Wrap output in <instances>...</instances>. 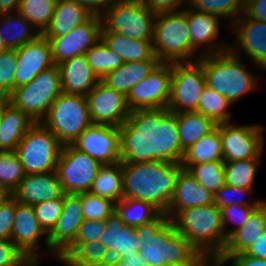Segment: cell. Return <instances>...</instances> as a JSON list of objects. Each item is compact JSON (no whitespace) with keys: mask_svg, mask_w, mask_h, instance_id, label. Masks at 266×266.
I'll return each instance as SVG.
<instances>
[{"mask_svg":"<svg viewBox=\"0 0 266 266\" xmlns=\"http://www.w3.org/2000/svg\"><path fill=\"white\" fill-rule=\"evenodd\" d=\"M119 132L122 163L183 160L177 113L167 108L131 111Z\"/></svg>","mask_w":266,"mask_h":266,"instance_id":"obj_1","label":"cell"},{"mask_svg":"<svg viewBox=\"0 0 266 266\" xmlns=\"http://www.w3.org/2000/svg\"><path fill=\"white\" fill-rule=\"evenodd\" d=\"M139 255L149 266H207L208 261L161 213L154 221L135 227Z\"/></svg>","mask_w":266,"mask_h":266,"instance_id":"obj_2","label":"cell"},{"mask_svg":"<svg viewBox=\"0 0 266 266\" xmlns=\"http://www.w3.org/2000/svg\"><path fill=\"white\" fill-rule=\"evenodd\" d=\"M183 169L179 162L122 163L124 198L149 202L165 214Z\"/></svg>","mask_w":266,"mask_h":266,"instance_id":"obj_3","label":"cell"},{"mask_svg":"<svg viewBox=\"0 0 266 266\" xmlns=\"http://www.w3.org/2000/svg\"><path fill=\"white\" fill-rule=\"evenodd\" d=\"M182 234L209 262L215 261L224 251L227 239L221 209L214 203L182 210L173 220Z\"/></svg>","mask_w":266,"mask_h":266,"instance_id":"obj_4","label":"cell"},{"mask_svg":"<svg viewBox=\"0 0 266 266\" xmlns=\"http://www.w3.org/2000/svg\"><path fill=\"white\" fill-rule=\"evenodd\" d=\"M206 85L227 98L233 105L243 96L258 89V76L246 69L241 58L229 49L201 56Z\"/></svg>","mask_w":266,"mask_h":266,"instance_id":"obj_5","label":"cell"},{"mask_svg":"<svg viewBox=\"0 0 266 266\" xmlns=\"http://www.w3.org/2000/svg\"><path fill=\"white\" fill-rule=\"evenodd\" d=\"M152 43L160 62H191L187 5L180 11L156 15Z\"/></svg>","mask_w":266,"mask_h":266,"instance_id":"obj_6","label":"cell"},{"mask_svg":"<svg viewBox=\"0 0 266 266\" xmlns=\"http://www.w3.org/2000/svg\"><path fill=\"white\" fill-rule=\"evenodd\" d=\"M41 123L62 145L72 144L92 124L86 97L62 92Z\"/></svg>","mask_w":266,"mask_h":266,"instance_id":"obj_7","label":"cell"},{"mask_svg":"<svg viewBox=\"0 0 266 266\" xmlns=\"http://www.w3.org/2000/svg\"><path fill=\"white\" fill-rule=\"evenodd\" d=\"M61 93L60 69L54 65L40 72L29 84L15 88L6 100L34 121L41 122Z\"/></svg>","mask_w":266,"mask_h":266,"instance_id":"obj_8","label":"cell"},{"mask_svg":"<svg viewBox=\"0 0 266 266\" xmlns=\"http://www.w3.org/2000/svg\"><path fill=\"white\" fill-rule=\"evenodd\" d=\"M62 144L41 122H36L18 143L15 153L25 174L48 173L57 170Z\"/></svg>","mask_w":266,"mask_h":266,"instance_id":"obj_9","label":"cell"},{"mask_svg":"<svg viewBox=\"0 0 266 266\" xmlns=\"http://www.w3.org/2000/svg\"><path fill=\"white\" fill-rule=\"evenodd\" d=\"M101 18V32L153 41L156 15L141 0H118Z\"/></svg>","mask_w":266,"mask_h":266,"instance_id":"obj_10","label":"cell"},{"mask_svg":"<svg viewBox=\"0 0 266 266\" xmlns=\"http://www.w3.org/2000/svg\"><path fill=\"white\" fill-rule=\"evenodd\" d=\"M206 87L202 63L172 62L170 99L167 109L174 113L196 111Z\"/></svg>","mask_w":266,"mask_h":266,"instance_id":"obj_11","label":"cell"},{"mask_svg":"<svg viewBox=\"0 0 266 266\" xmlns=\"http://www.w3.org/2000/svg\"><path fill=\"white\" fill-rule=\"evenodd\" d=\"M102 164L72 144L63 145L57 164L59 180L64 193L89 192Z\"/></svg>","mask_w":266,"mask_h":266,"instance_id":"obj_12","label":"cell"},{"mask_svg":"<svg viewBox=\"0 0 266 266\" xmlns=\"http://www.w3.org/2000/svg\"><path fill=\"white\" fill-rule=\"evenodd\" d=\"M264 127L256 124H219L223 161L261 159L264 148Z\"/></svg>","mask_w":266,"mask_h":266,"instance_id":"obj_13","label":"cell"},{"mask_svg":"<svg viewBox=\"0 0 266 266\" xmlns=\"http://www.w3.org/2000/svg\"><path fill=\"white\" fill-rule=\"evenodd\" d=\"M172 63L160 62L141 82L130 89L126 100L130 111L167 108L170 99Z\"/></svg>","mask_w":266,"mask_h":266,"instance_id":"obj_14","label":"cell"},{"mask_svg":"<svg viewBox=\"0 0 266 266\" xmlns=\"http://www.w3.org/2000/svg\"><path fill=\"white\" fill-rule=\"evenodd\" d=\"M44 236L43 244L46 247L45 254H49L58 260V256L49 248L48 234L41 227L35 216L32 205L17 201L11 241L30 261H41L39 249ZM48 251V252H47ZM50 252V253H49Z\"/></svg>","mask_w":266,"mask_h":266,"instance_id":"obj_15","label":"cell"},{"mask_svg":"<svg viewBox=\"0 0 266 266\" xmlns=\"http://www.w3.org/2000/svg\"><path fill=\"white\" fill-rule=\"evenodd\" d=\"M85 97L92 124L121 127L130 115L126 95L101 80Z\"/></svg>","mask_w":266,"mask_h":266,"instance_id":"obj_16","label":"cell"},{"mask_svg":"<svg viewBox=\"0 0 266 266\" xmlns=\"http://www.w3.org/2000/svg\"><path fill=\"white\" fill-rule=\"evenodd\" d=\"M229 27L235 33L236 43L229 45V50L241 57L244 51L250 59L253 67L266 70V21L253 20L246 17L243 13ZM234 31V32H233ZM239 49V50H238Z\"/></svg>","mask_w":266,"mask_h":266,"instance_id":"obj_17","label":"cell"},{"mask_svg":"<svg viewBox=\"0 0 266 266\" xmlns=\"http://www.w3.org/2000/svg\"><path fill=\"white\" fill-rule=\"evenodd\" d=\"M101 31L102 18L93 15L66 35L46 37L51 44L55 65L75 56L85 55L101 39Z\"/></svg>","mask_w":266,"mask_h":266,"instance_id":"obj_18","label":"cell"},{"mask_svg":"<svg viewBox=\"0 0 266 266\" xmlns=\"http://www.w3.org/2000/svg\"><path fill=\"white\" fill-rule=\"evenodd\" d=\"M72 145L102 165L121 162L120 132L117 126L91 124Z\"/></svg>","mask_w":266,"mask_h":266,"instance_id":"obj_19","label":"cell"},{"mask_svg":"<svg viewBox=\"0 0 266 266\" xmlns=\"http://www.w3.org/2000/svg\"><path fill=\"white\" fill-rule=\"evenodd\" d=\"M83 221L82 193H64L62 213L48 234L49 248L58 257L75 241Z\"/></svg>","mask_w":266,"mask_h":266,"instance_id":"obj_20","label":"cell"},{"mask_svg":"<svg viewBox=\"0 0 266 266\" xmlns=\"http://www.w3.org/2000/svg\"><path fill=\"white\" fill-rule=\"evenodd\" d=\"M15 88L29 84L40 72L55 65L50 41L43 35L16 49Z\"/></svg>","mask_w":266,"mask_h":266,"instance_id":"obj_21","label":"cell"},{"mask_svg":"<svg viewBox=\"0 0 266 266\" xmlns=\"http://www.w3.org/2000/svg\"><path fill=\"white\" fill-rule=\"evenodd\" d=\"M220 19L221 18L216 15L197 12L188 7V26L191 37V62L198 60L201 56L220 53L229 49V44L225 41L215 42L220 33ZM199 47L202 50V54L200 53V55H196L195 52Z\"/></svg>","mask_w":266,"mask_h":266,"instance_id":"obj_22","label":"cell"},{"mask_svg":"<svg viewBox=\"0 0 266 266\" xmlns=\"http://www.w3.org/2000/svg\"><path fill=\"white\" fill-rule=\"evenodd\" d=\"M11 195L19 203L33 206L41 202L63 198L64 191L58 173L51 171L26 174Z\"/></svg>","mask_w":266,"mask_h":266,"instance_id":"obj_23","label":"cell"},{"mask_svg":"<svg viewBox=\"0 0 266 266\" xmlns=\"http://www.w3.org/2000/svg\"><path fill=\"white\" fill-rule=\"evenodd\" d=\"M214 203V194L201 186L186 169L178 176L168 211L165 215L173 220L182 210L208 206Z\"/></svg>","mask_w":266,"mask_h":266,"instance_id":"obj_24","label":"cell"},{"mask_svg":"<svg viewBox=\"0 0 266 266\" xmlns=\"http://www.w3.org/2000/svg\"><path fill=\"white\" fill-rule=\"evenodd\" d=\"M104 222L106 229L100 235L99 241L107 247L111 259L126 258L139 251L135 227L123 223L117 212H114Z\"/></svg>","mask_w":266,"mask_h":266,"instance_id":"obj_25","label":"cell"},{"mask_svg":"<svg viewBox=\"0 0 266 266\" xmlns=\"http://www.w3.org/2000/svg\"><path fill=\"white\" fill-rule=\"evenodd\" d=\"M0 120V151H15L23 136L36 123L6 99H0Z\"/></svg>","mask_w":266,"mask_h":266,"instance_id":"obj_26","label":"cell"},{"mask_svg":"<svg viewBox=\"0 0 266 266\" xmlns=\"http://www.w3.org/2000/svg\"><path fill=\"white\" fill-rule=\"evenodd\" d=\"M62 92L88 95L100 81L93 73L85 55L75 56L60 63Z\"/></svg>","mask_w":266,"mask_h":266,"instance_id":"obj_27","label":"cell"},{"mask_svg":"<svg viewBox=\"0 0 266 266\" xmlns=\"http://www.w3.org/2000/svg\"><path fill=\"white\" fill-rule=\"evenodd\" d=\"M92 16L93 14L75 0H57L50 24L42 34L45 37L66 35Z\"/></svg>","mask_w":266,"mask_h":266,"instance_id":"obj_28","label":"cell"},{"mask_svg":"<svg viewBox=\"0 0 266 266\" xmlns=\"http://www.w3.org/2000/svg\"><path fill=\"white\" fill-rule=\"evenodd\" d=\"M266 231V204L261 203L248 217L247 221L227 240L221 255L243 253Z\"/></svg>","mask_w":266,"mask_h":266,"instance_id":"obj_29","label":"cell"},{"mask_svg":"<svg viewBox=\"0 0 266 266\" xmlns=\"http://www.w3.org/2000/svg\"><path fill=\"white\" fill-rule=\"evenodd\" d=\"M160 63L159 60L124 62L101 81L110 88L127 95L131 88L145 79Z\"/></svg>","mask_w":266,"mask_h":266,"instance_id":"obj_30","label":"cell"},{"mask_svg":"<svg viewBox=\"0 0 266 266\" xmlns=\"http://www.w3.org/2000/svg\"><path fill=\"white\" fill-rule=\"evenodd\" d=\"M101 39L124 62L158 60L154 55L153 41L127 38L115 32H101Z\"/></svg>","mask_w":266,"mask_h":266,"instance_id":"obj_31","label":"cell"},{"mask_svg":"<svg viewBox=\"0 0 266 266\" xmlns=\"http://www.w3.org/2000/svg\"><path fill=\"white\" fill-rule=\"evenodd\" d=\"M38 35L40 32L18 11L0 14V36L8 49L20 48Z\"/></svg>","mask_w":266,"mask_h":266,"instance_id":"obj_32","label":"cell"},{"mask_svg":"<svg viewBox=\"0 0 266 266\" xmlns=\"http://www.w3.org/2000/svg\"><path fill=\"white\" fill-rule=\"evenodd\" d=\"M64 266H108L111 257L100 241L72 243L59 257Z\"/></svg>","mask_w":266,"mask_h":266,"instance_id":"obj_33","label":"cell"},{"mask_svg":"<svg viewBox=\"0 0 266 266\" xmlns=\"http://www.w3.org/2000/svg\"><path fill=\"white\" fill-rule=\"evenodd\" d=\"M90 193L117 203L124 198L122 162L102 165L89 190Z\"/></svg>","mask_w":266,"mask_h":266,"instance_id":"obj_34","label":"cell"},{"mask_svg":"<svg viewBox=\"0 0 266 266\" xmlns=\"http://www.w3.org/2000/svg\"><path fill=\"white\" fill-rule=\"evenodd\" d=\"M223 161L222 143L219 124L207 135L185 150L182 167L186 169L193 164Z\"/></svg>","mask_w":266,"mask_h":266,"instance_id":"obj_35","label":"cell"},{"mask_svg":"<svg viewBox=\"0 0 266 266\" xmlns=\"http://www.w3.org/2000/svg\"><path fill=\"white\" fill-rule=\"evenodd\" d=\"M177 121L181 146L184 150L216 127L211 119L196 111L177 113Z\"/></svg>","mask_w":266,"mask_h":266,"instance_id":"obj_36","label":"cell"},{"mask_svg":"<svg viewBox=\"0 0 266 266\" xmlns=\"http://www.w3.org/2000/svg\"><path fill=\"white\" fill-rule=\"evenodd\" d=\"M116 212L128 226H140L154 221L161 212L151 203L131 198H123L116 203Z\"/></svg>","mask_w":266,"mask_h":266,"instance_id":"obj_37","label":"cell"},{"mask_svg":"<svg viewBox=\"0 0 266 266\" xmlns=\"http://www.w3.org/2000/svg\"><path fill=\"white\" fill-rule=\"evenodd\" d=\"M232 104L223 95L209 88H204L197 107V112L211 119L216 125L231 122V113L228 111Z\"/></svg>","mask_w":266,"mask_h":266,"instance_id":"obj_38","label":"cell"},{"mask_svg":"<svg viewBox=\"0 0 266 266\" xmlns=\"http://www.w3.org/2000/svg\"><path fill=\"white\" fill-rule=\"evenodd\" d=\"M85 57L99 80L124 63L122 58L112 51L102 39L85 54Z\"/></svg>","mask_w":266,"mask_h":266,"instance_id":"obj_39","label":"cell"},{"mask_svg":"<svg viewBox=\"0 0 266 266\" xmlns=\"http://www.w3.org/2000/svg\"><path fill=\"white\" fill-rule=\"evenodd\" d=\"M245 0H187V6L197 12H205L227 19L231 25L243 13Z\"/></svg>","mask_w":266,"mask_h":266,"instance_id":"obj_40","label":"cell"},{"mask_svg":"<svg viewBox=\"0 0 266 266\" xmlns=\"http://www.w3.org/2000/svg\"><path fill=\"white\" fill-rule=\"evenodd\" d=\"M259 164L260 159L225 162L224 171L226 184L238 188L252 189Z\"/></svg>","mask_w":266,"mask_h":266,"instance_id":"obj_41","label":"cell"},{"mask_svg":"<svg viewBox=\"0 0 266 266\" xmlns=\"http://www.w3.org/2000/svg\"><path fill=\"white\" fill-rule=\"evenodd\" d=\"M57 0H21L18 12L42 34L49 26Z\"/></svg>","mask_w":266,"mask_h":266,"instance_id":"obj_42","label":"cell"},{"mask_svg":"<svg viewBox=\"0 0 266 266\" xmlns=\"http://www.w3.org/2000/svg\"><path fill=\"white\" fill-rule=\"evenodd\" d=\"M224 167V161H212L190 165L186 170L201 186L215 194L226 183Z\"/></svg>","mask_w":266,"mask_h":266,"instance_id":"obj_43","label":"cell"},{"mask_svg":"<svg viewBox=\"0 0 266 266\" xmlns=\"http://www.w3.org/2000/svg\"><path fill=\"white\" fill-rule=\"evenodd\" d=\"M25 171L14 151H0V187L12 194L25 177Z\"/></svg>","mask_w":266,"mask_h":266,"instance_id":"obj_44","label":"cell"},{"mask_svg":"<svg viewBox=\"0 0 266 266\" xmlns=\"http://www.w3.org/2000/svg\"><path fill=\"white\" fill-rule=\"evenodd\" d=\"M83 217L86 220L105 221L116 212V203L90 192L82 193Z\"/></svg>","mask_w":266,"mask_h":266,"instance_id":"obj_45","label":"cell"},{"mask_svg":"<svg viewBox=\"0 0 266 266\" xmlns=\"http://www.w3.org/2000/svg\"><path fill=\"white\" fill-rule=\"evenodd\" d=\"M17 69L16 49H7L0 54V99H7L15 90Z\"/></svg>","mask_w":266,"mask_h":266,"instance_id":"obj_46","label":"cell"},{"mask_svg":"<svg viewBox=\"0 0 266 266\" xmlns=\"http://www.w3.org/2000/svg\"><path fill=\"white\" fill-rule=\"evenodd\" d=\"M250 191H252V190L249 189V188L233 187V186H230V185H228V184L225 183L214 194V204L218 208L221 209L222 207L232 206V205L259 206L261 203H263V200H259V199L257 201L254 200L253 202H251V200L250 201L249 200L248 201L245 200V197L243 198V196L245 194H249ZM239 196H242L243 199H241Z\"/></svg>","mask_w":266,"mask_h":266,"instance_id":"obj_47","label":"cell"},{"mask_svg":"<svg viewBox=\"0 0 266 266\" xmlns=\"http://www.w3.org/2000/svg\"><path fill=\"white\" fill-rule=\"evenodd\" d=\"M41 227L49 234L63 210V198L41 202L32 206Z\"/></svg>","mask_w":266,"mask_h":266,"instance_id":"obj_48","label":"cell"},{"mask_svg":"<svg viewBox=\"0 0 266 266\" xmlns=\"http://www.w3.org/2000/svg\"><path fill=\"white\" fill-rule=\"evenodd\" d=\"M258 206H241V205H232V206H225L221 208V217L222 223L224 227L225 238H228L237 230L239 229L251 215V213L257 208ZM235 224L236 227L232 229H227V225L229 223Z\"/></svg>","mask_w":266,"mask_h":266,"instance_id":"obj_49","label":"cell"},{"mask_svg":"<svg viewBox=\"0 0 266 266\" xmlns=\"http://www.w3.org/2000/svg\"><path fill=\"white\" fill-rule=\"evenodd\" d=\"M17 200L7 194L0 201V238L11 240Z\"/></svg>","mask_w":266,"mask_h":266,"instance_id":"obj_50","label":"cell"},{"mask_svg":"<svg viewBox=\"0 0 266 266\" xmlns=\"http://www.w3.org/2000/svg\"><path fill=\"white\" fill-rule=\"evenodd\" d=\"M29 262L11 240L0 238V266H26Z\"/></svg>","mask_w":266,"mask_h":266,"instance_id":"obj_51","label":"cell"},{"mask_svg":"<svg viewBox=\"0 0 266 266\" xmlns=\"http://www.w3.org/2000/svg\"><path fill=\"white\" fill-rule=\"evenodd\" d=\"M105 229L106 224L104 221H92L84 219L73 243L99 241L100 235L103 234Z\"/></svg>","mask_w":266,"mask_h":266,"instance_id":"obj_52","label":"cell"},{"mask_svg":"<svg viewBox=\"0 0 266 266\" xmlns=\"http://www.w3.org/2000/svg\"><path fill=\"white\" fill-rule=\"evenodd\" d=\"M141 2L155 15L180 11L187 5V0H141Z\"/></svg>","mask_w":266,"mask_h":266,"instance_id":"obj_53","label":"cell"},{"mask_svg":"<svg viewBox=\"0 0 266 266\" xmlns=\"http://www.w3.org/2000/svg\"><path fill=\"white\" fill-rule=\"evenodd\" d=\"M215 262L221 266H224L228 262L232 264L231 266H266L265 259L251 257L244 253L235 255H220Z\"/></svg>","mask_w":266,"mask_h":266,"instance_id":"obj_54","label":"cell"},{"mask_svg":"<svg viewBox=\"0 0 266 266\" xmlns=\"http://www.w3.org/2000/svg\"><path fill=\"white\" fill-rule=\"evenodd\" d=\"M243 14L253 20L266 21V0H245Z\"/></svg>","mask_w":266,"mask_h":266,"instance_id":"obj_55","label":"cell"},{"mask_svg":"<svg viewBox=\"0 0 266 266\" xmlns=\"http://www.w3.org/2000/svg\"><path fill=\"white\" fill-rule=\"evenodd\" d=\"M91 14L102 16L108 11L118 0H75Z\"/></svg>","mask_w":266,"mask_h":266,"instance_id":"obj_56","label":"cell"},{"mask_svg":"<svg viewBox=\"0 0 266 266\" xmlns=\"http://www.w3.org/2000/svg\"><path fill=\"white\" fill-rule=\"evenodd\" d=\"M108 266H149V261L143 259L138 252L126 258L111 259Z\"/></svg>","mask_w":266,"mask_h":266,"instance_id":"obj_57","label":"cell"},{"mask_svg":"<svg viewBox=\"0 0 266 266\" xmlns=\"http://www.w3.org/2000/svg\"><path fill=\"white\" fill-rule=\"evenodd\" d=\"M244 254L266 260V231L254 243H252Z\"/></svg>","mask_w":266,"mask_h":266,"instance_id":"obj_58","label":"cell"},{"mask_svg":"<svg viewBox=\"0 0 266 266\" xmlns=\"http://www.w3.org/2000/svg\"><path fill=\"white\" fill-rule=\"evenodd\" d=\"M21 0H0V14L18 10Z\"/></svg>","mask_w":266,"mask_h":266,"instance_id":"obj_59","label":"cell"},{"mask_svg":"<svg viewBox=\"0 0 266 266\" xmlns=\"http://www.w3.org/2000/svg\"><path fill=\"white\" fill-rule=\"evenodd\" d=\"M7 49H8V48L6 47L5 43L3 42L2 37L0 36V54H1L3 51L7 50Z\"/></svg>","mask_w":266,"mask_h":266,"instance_id":"obj_60","label":"cell"},{"mask_svg":"<svg viewBox=\"0 0 266 266\" xmlns=\"http://www.w3.org/2000/svg\"><path fill=\"white\" fill-rule=\"evenodd\" d=\"M40 264V261H30L26 266H38Z\"/></svg>","mask_w":266,"mask_h":266,"instance_id":"obj_61","label":"cell"},{"mask_svg":"<svg viewBox=\"0 0 266 266\" xmlns=\"http://www.w3.org/2000/svg\"><path fill=\"white\" fill-rule=\"evenodd\" d=\"M207 266H221L220 264L216 263L215 261H209Z\"/></svg>","mask_w":266,"mask_h":266,"instance_id":"obj_62","label":"cell"},{"mask_svg":"<svg viewBox=\"0 0 266 266\" xmlns=\"http://www.w3.org/2000/svg\"><path fill=\"white\" fill-rule=\"evenodd\" d=\"M5 195H7L3 189L0 187V201L5 197Z\"/></svg>","mask_w":266,"mask_h":266,"instance_id":"obj_63","label":"cell"}]
</instances>
